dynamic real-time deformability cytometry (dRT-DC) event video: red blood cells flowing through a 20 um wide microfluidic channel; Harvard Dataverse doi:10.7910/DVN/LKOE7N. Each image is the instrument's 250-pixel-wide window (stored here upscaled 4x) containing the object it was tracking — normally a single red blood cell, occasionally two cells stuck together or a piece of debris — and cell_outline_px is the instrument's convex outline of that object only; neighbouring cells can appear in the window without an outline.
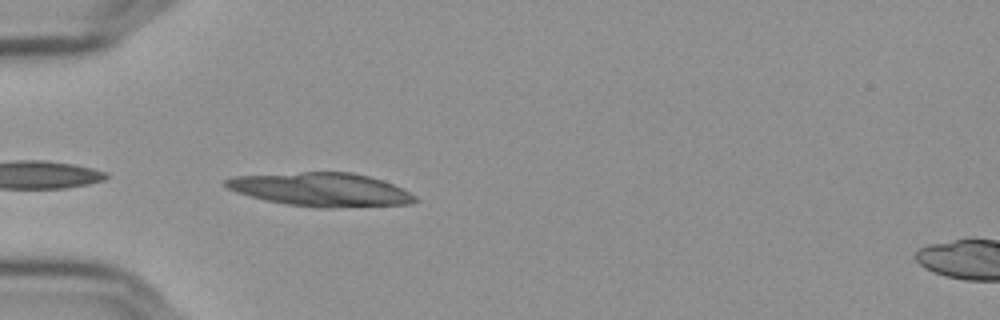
{"species": "Egyptian fruit bat (a non-hibernating species)", "species_latin": "Rousettus aegyptiacus", "temperature_condition": "cold", "stored_images_in_passage": 28, "camera_frame_rate_fps": 3000, "um_per_image_px": 0.085, "frame": {"image": 1, "passage_image": 1, "time_ms": 0.0, "image_size_px": [1000, 320], "cell_outline_px": [[416, 200], [408, 204], [332, 208], [324, 208], [288, 204], [268, 200], [236, 192], [228, 188], [224, 184], [224, 180], [236, 176], [300, 172], [352, 172], [384, 180], [416, 196]], "centroid_in_image_um": [27.3, 16.1], "position_along_channel_um": 57.7, "area_um2": 36.59}}